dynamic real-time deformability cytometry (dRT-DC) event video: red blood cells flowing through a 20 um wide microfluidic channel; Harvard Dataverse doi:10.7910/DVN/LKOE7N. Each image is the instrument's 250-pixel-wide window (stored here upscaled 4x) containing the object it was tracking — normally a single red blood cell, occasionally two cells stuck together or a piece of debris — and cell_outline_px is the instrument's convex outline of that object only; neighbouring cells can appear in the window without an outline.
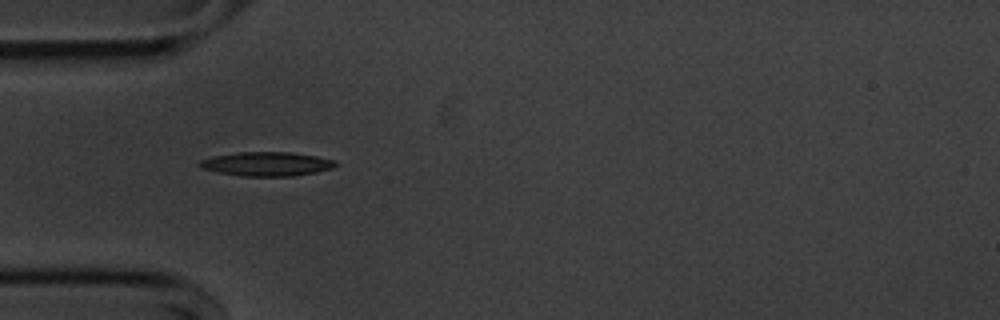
{"species": "common noctule bat (a hibernating species)", "species_latin": "Nyctalus noctula", "temperature_condition": "cold", "stored_images_in_passage": 40, "camera_frame_rate_fps": 3000, "um_per_image_px": 0.085, "animal": {"sex": "male", "body_mass_g": 20.1, "forearm_length_mm": 53.5}, "frame": {"image": 1, "passage_image": 1, "time_ms": 0.0, "image_size_px": [1000, 320], "cell_outline_px": [[336, 164], [332, 168], [316, 172], [292, 176], [240, 176], [216, 172], [204, 168], [196, 164], [200, 160], [212, 156], [240, 152], [292, 152], [316, 156], [336, 160]], "centroid_in_image_um": [22.65, 13.93], "position_along_channel_um": 62.3, "area_um2": 19.07}}
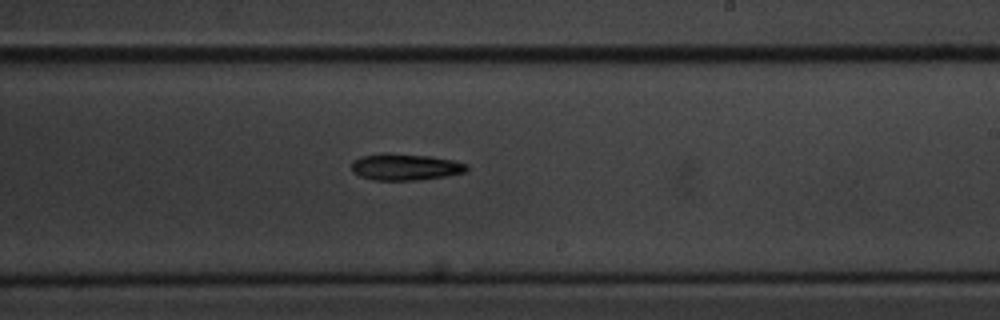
{"frame": {"image": 2, "passage_image": 17, "time_ms": 5.333, "image_size_px": [1000, 320], "cell_outline_px": [[468, 172], [444, 176], [416, 180], [372, 180], [360, 176], [352, 172], [352, 160], [360, 156], [380, 152], [388, 152], [428, 156], [452, 160], [468, 164]], "centroid_in_image_um": [34.41, 14.18], "position_along_channel_um": 254.6, "area_um2": 18.09}}
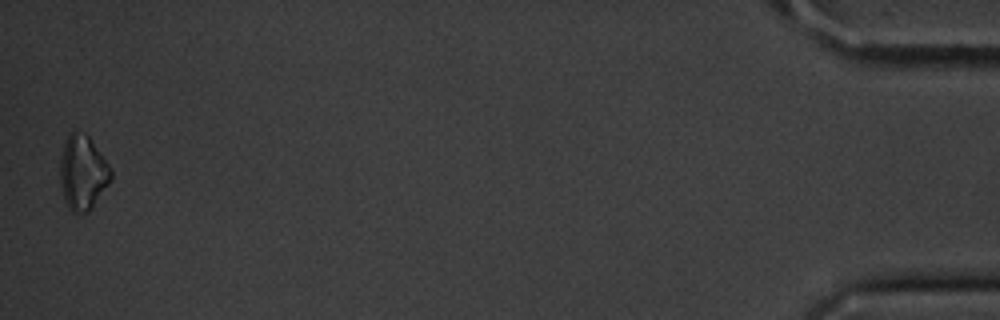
{"frame": {"image": 3, "passage_image": 39, "time_ms": 12.667, "image_size_px": [1000, 320], "cell_outline_px": [[112, 180], [92, 208], [88, 212], [72, 212], [68, 208], [64, 200], [60, 184], [60, 160], [64, 144], [68, 136], [72, 132], [76, 132], [88, 136], [112, 168]], "centroid_in_image_um": [7.05, 14.72], "position_along_channel_um": 428.2, "area_um2": 22.02}, "authors_computed_cell_mechanics": {"area_um2": 18.1492, "velocity_mm_per_s": 3.6182, "shape_relaxation_time_tau1_ms": 2.0893, "shape_relaxation_time_tau2_ms": null, "deformation_change_tau1": 0.0678, "deformation_change_tau2": null}}